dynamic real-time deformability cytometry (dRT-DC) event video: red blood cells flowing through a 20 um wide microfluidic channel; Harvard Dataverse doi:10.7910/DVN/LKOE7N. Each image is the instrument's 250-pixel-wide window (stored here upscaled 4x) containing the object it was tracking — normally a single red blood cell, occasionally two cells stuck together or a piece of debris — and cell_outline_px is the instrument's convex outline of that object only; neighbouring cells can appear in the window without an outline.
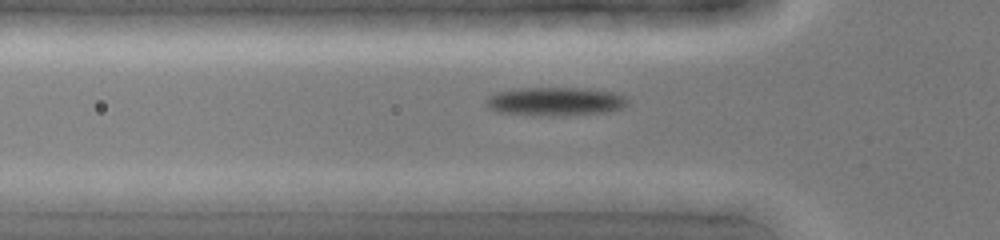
{"species": "common noctule bat (a hibernating species)", "species_latin": "Nyctalus noctula", "temperature_condition": "cold", "stored_images_in_passage": 41, "camera_frame_rate_fps": 3000, "um_per_image_px": 0.085, "animal": {"sex": "female", "body_mass_g": 19.0, "forearm_length_mm": 51.5}, "frame": {"image": 1, "passage_image": 11, "time_ms": 3.333, "image_size_px": [1000, 240], "cell_outline_px": [[628, 104], [620, 108], [608, 112], [564, 116], [536, 116], [496, 112], [488, 108], [484, 104], [488, 96], [496, 92], [520, 88], [588, 88], [616, 92], [624, 96], [628, 100]], "centroid_in_image_um": [47.18, 8.63], "position_along_channel_um": 78.6, "area_um2": 24.1}}
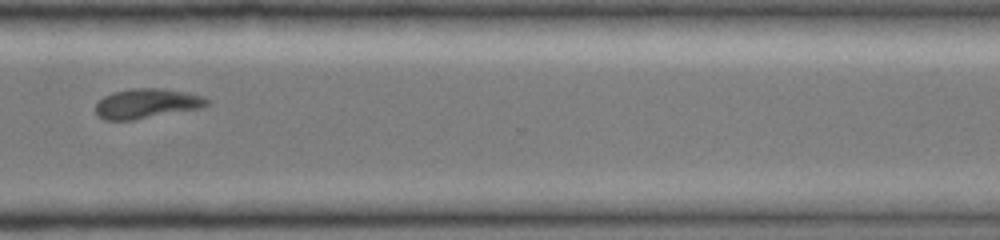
{"frame": {"image": 2, "passage_image": 30, "time_ms": 9.667, "image_size_px": [1000, 240], "cell_outline_px": [[212, 100], [208, 104], [200, 108], [132, 120], [104, 120], [96, 112], [96, 104], [104, 96], [112, 92], [132, 88], [164, 88], [204, 96]], "centroid_in_image_um": [12.49, 8.79], "position_along_channel_um": 358.1, "area_um2": 19.25}}
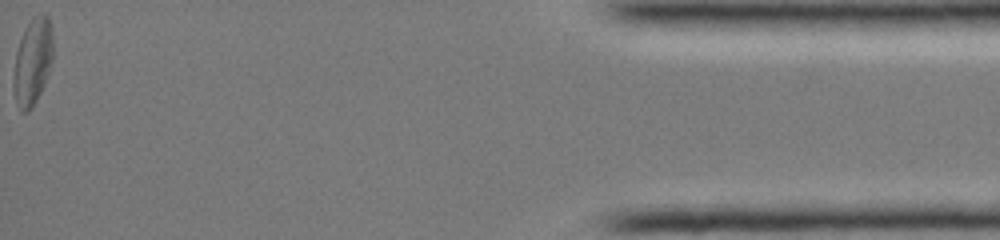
{"frame": {"image": 3, "passage_image": 41, "time_ms": 13.333, "image_size_px": [1000, 240], "cell_outline_px": [[52, 60], [44, 84], [36, 100], [24, 112], [20, 112], [16, 104], [12, 88], [12, 84], [16, 52], [20, 40], [32, 16], [36, 12], [44, 12], [48, 16], [52, 28]], "centroid_in_image_um": [2.76, 5.18], "position_along_channel_um": 432.4, "area_um2": 19.94}}